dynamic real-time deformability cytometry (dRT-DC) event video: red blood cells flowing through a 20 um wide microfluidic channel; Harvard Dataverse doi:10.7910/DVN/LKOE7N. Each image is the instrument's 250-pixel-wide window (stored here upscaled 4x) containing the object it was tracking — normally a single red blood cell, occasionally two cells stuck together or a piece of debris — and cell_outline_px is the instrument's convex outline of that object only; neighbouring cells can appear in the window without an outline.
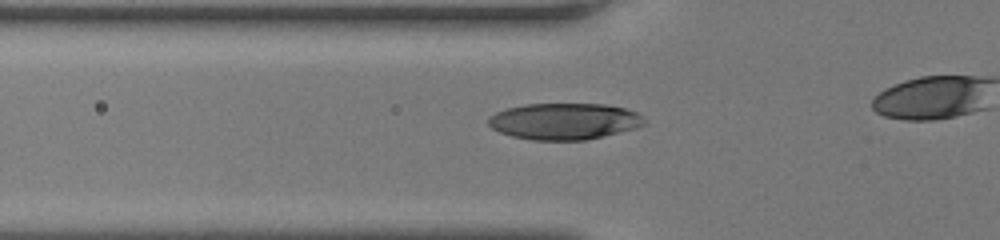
{"species": "human", "species_latin": "Homo sapiens", "temperature_condition": "room temperature", "stored_images_in_passage": 41, "camera_frame_rate_fps": 3000, "um_per_image_px": 0.085, "donor": {"sex": "female"}, "frame": {"image": 1, "passage_image": 16, "time_ms": 5.0, "image_size_px": [1000, 240], "cell_outline_px": [[644, 124], [636, 128], [604, 136], [584, 140], [532, 140], [512, 136], [500, 132], [492, 128], [488, 124], [488, 116], [496, 112], [508, 108], [524, 104], [604, 104], [624, 108], [636, 112], [644, 120]], "centroid_in_image_um": [47.93, 10.31], "position_along_channel_um": 77.9, "area_um2": 33.0}}
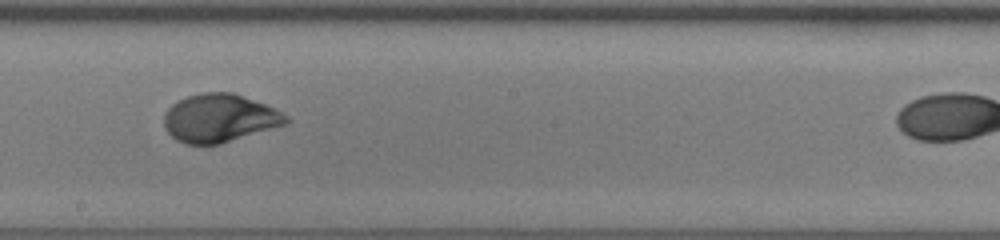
{"frame": {"image": 2, "passage_image": 27, "time_ms": 8.667, "image_size_px": [1000, 240], "cell_outline_px": [[292, 120], [288, 124], [220, 144], [184, 144], [176, 140], [164, 128], [164, 112], [172, 104], [188, 96], [204, 92], [232, 92], [264, 104], [288, 116]], "centroid_in_image_um": [18.65, 10.05], "position_along_channel_um": 229.5, "area_um2": 34.22}}
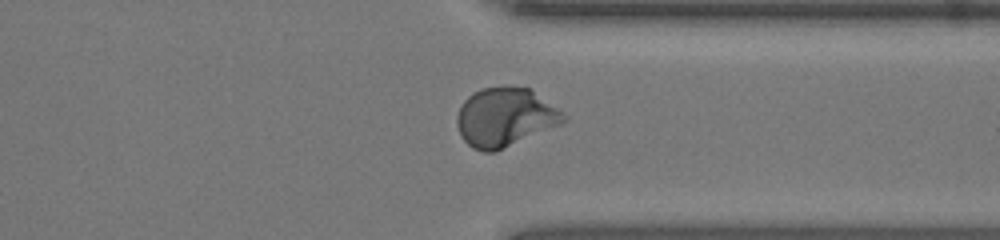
{"frame": {"image": 3, "passage_image": 37, "time_ms": 12.0, "image_size_px": [1000, 240], "cell_outline_px": [[568, 120], [560, 124], [496, 152], [484, 152], [472, 148], [460, 136], [456, 124], [456, 116], [464, 100], [472, 92], [484, 88], [532, 88], [564, 112], [568, 116]], "centroid_in_image_um": [42.94, 9.98], "position_along_channel_um": 368.5, "area_um2": 36.59}}